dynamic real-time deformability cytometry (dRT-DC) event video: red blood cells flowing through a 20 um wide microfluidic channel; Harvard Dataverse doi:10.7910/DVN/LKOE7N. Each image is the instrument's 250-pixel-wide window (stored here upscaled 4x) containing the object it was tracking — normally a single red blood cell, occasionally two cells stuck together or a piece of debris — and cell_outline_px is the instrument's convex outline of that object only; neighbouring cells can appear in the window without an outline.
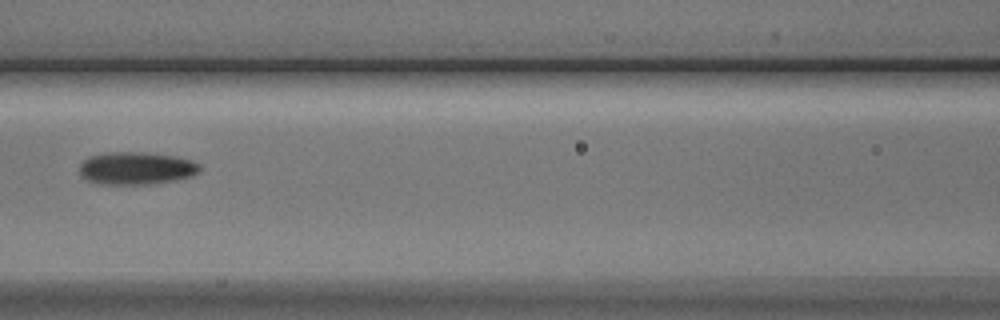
{"species": "Egyptian fruit bat (a non-hibernating species)", "species_latin": "Rousettus aegyptiacus", "temperature_condition": "cold", "stored_images_in_passage": 6, "camera_frame_rate_fps": 3000, "um_per_image_px": 0.085, "animal": {"sex": "male"}, "frame": {"image": 1, "passage_image": 6, "time_ms": 6.667, "image_size_px": [1000, 320], "cell_outline_px": [[200, 172], [192, 176], [176, 180], [152, 184], [100, 184], [88, 180], [80, 172], [80, 164], [88, 156], [108, 152], [140, 152], [172, 156], [192, 160], [200, 164]], "centroid_in_image_um": [11.6, 14.3], "position_along_channel_um": 155.0, "area_um2": 22.83}}